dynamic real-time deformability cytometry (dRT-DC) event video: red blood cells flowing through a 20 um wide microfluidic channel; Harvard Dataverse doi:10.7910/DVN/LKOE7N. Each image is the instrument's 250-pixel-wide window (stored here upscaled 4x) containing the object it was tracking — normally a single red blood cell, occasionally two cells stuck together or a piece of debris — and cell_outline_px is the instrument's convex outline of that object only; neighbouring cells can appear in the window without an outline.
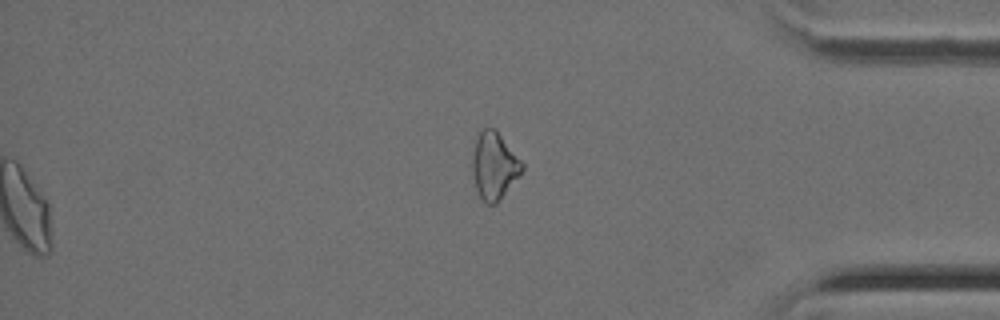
{"species": "Egyptian fruit bat (a non-hibernating species)", "species_latin": "Rousettus aegyptiacus", "temperature_condition": "cold", "stored_images_in_passage": 35, "segment_of_instrument_passage": [2, 2], "camera_frame_rate_fps": 3000, "um_per_image_px": 0.085, "animal": {"sex": "female"}, "frame": {"image": 1, "passage_image": 35, "time_ms": 11.333, "image_size_px": [1000, 320], "cell_outline_px": [[524, 168], [496, 204], [488, 204], [480, 196], [476, 188], [472, 172], [472, 156], [476, 136], [484, 128], [496, 128], [524, 164]], "centroid_in_image_um": [41.99, 14.05], "position_along_channel_um": 393.2, "area_um2": 19.25}}